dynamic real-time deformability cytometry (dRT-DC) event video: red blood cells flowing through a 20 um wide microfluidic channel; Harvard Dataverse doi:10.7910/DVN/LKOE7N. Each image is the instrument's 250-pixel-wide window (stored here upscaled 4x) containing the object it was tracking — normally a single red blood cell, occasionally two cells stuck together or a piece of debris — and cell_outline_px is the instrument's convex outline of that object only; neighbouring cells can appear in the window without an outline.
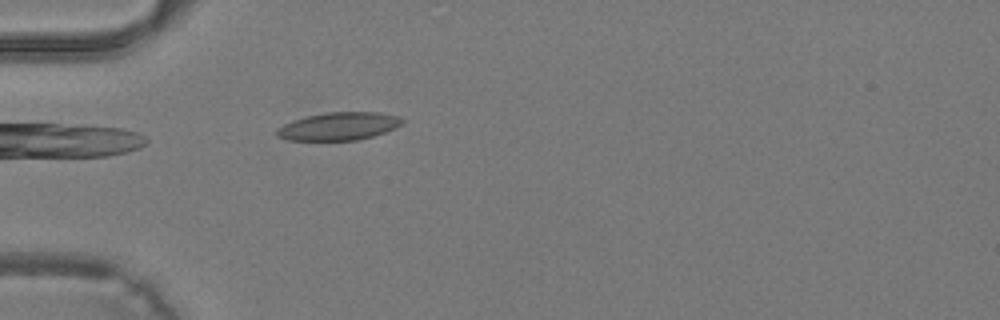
{"species": "common noctule bat (a hibernating species)", "species_latin": "Nyctalus noctula", "temperature_condition": "warm", "stored_images_in_passage": 29, "camera_frame_rate_fps": 3000, "um_per_image_px": 0.085, "animal": {"sex": "male", "body_mass_g": 19.2, "forearm_length_mm": 51.8}, "frame": {"image": 1, "passage_image": 1, "time_ms": 0.0, "image_size_px": [1000, 320], "cell_outline_px": [[404, 124], [396, 128], [372, 136], [356, 140], [288, 140], [276, 136], [276, 128], [284, 124], [308, 116], [328, 112], [380, 112], [400, 116], [404, 120]], "centroid_in_image_um": [28.84, 10.73], "position_along_channel_um": 56.2, "area_um2": 20.35}}
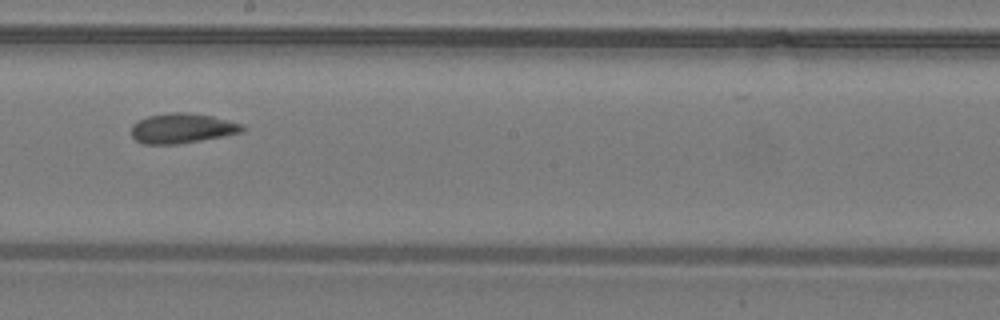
{"frame": {"image": 2, "passage_image": 12, "time_ms": 3.667, "image_size_px": [1000, 320], "cell_outline_px": [[244, 132], [200, 140], [176, 144], [144, 144], [136, 140], [132, 136], [132, 124], [148, 116], [168, 112], [184, 112], [212, 116], [240, 124], [244, 128]], "centroid_in_image_um": [15.45, 10.9], "position_along_channel_um": 232.8, "area_um2": 19.07}}
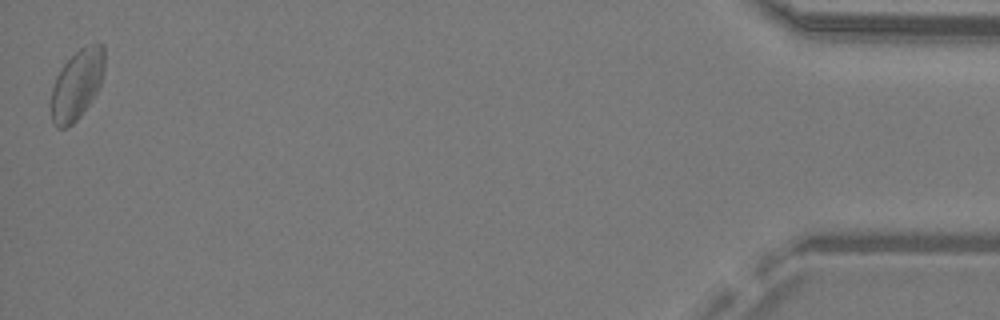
{"frame": {"image": 3, "passage_image": 29, "time_ms": 9.333, "image_size_px": [1000, 320], "cell_outline_px": [[104, 76], [96, 92], [80, 116], [68, 128], [56, 128], [52, 120], [52, 88], [56, 76], [60, 68], [84, 44], [104, 44]], "centroid_in_image_um": [6.55, 7.17], "position_along_channel_um": 428.7, "area_um2": 21.62}}